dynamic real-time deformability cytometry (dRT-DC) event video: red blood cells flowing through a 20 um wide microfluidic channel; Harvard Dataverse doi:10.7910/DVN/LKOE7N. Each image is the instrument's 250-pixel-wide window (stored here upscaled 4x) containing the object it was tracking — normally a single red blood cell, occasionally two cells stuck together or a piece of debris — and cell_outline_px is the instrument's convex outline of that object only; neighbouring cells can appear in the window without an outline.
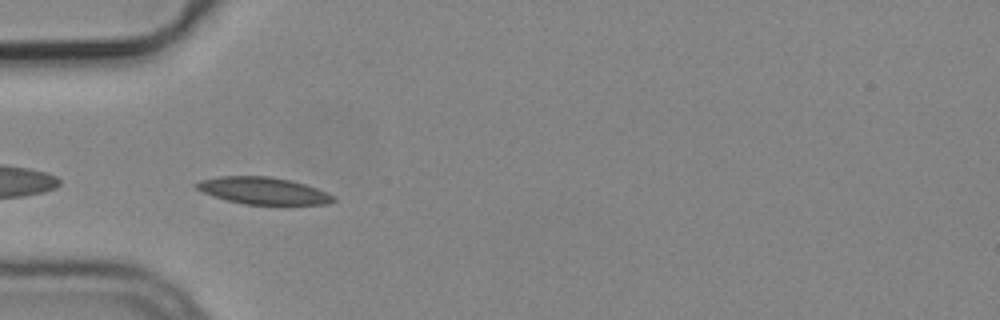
{"species": "common noctule bat (a hibernating species)", "species_latin": "Nyctalus noctula", "temperature_condition": "cold", "stored_images_in_passage": 5, "camera_frame_rate_fps": 3000, "um_per_image_px": 0.085, "animal": {"sex": "male", "body_mass_g": 19.2, "forearm_length_mm": 51.8}, "frame": {"image": 1, "passage_image": 4, "time_ms": 1.0, "image_size_px": [1000, 320], "cell_outline_px": [[336, 200], [328, 204], [288, 208], [244, 204], [228, 200], [204, 192], [196, 188], [192, 184], [200, 180], [220, 176], [268, 176], [292, 180], [328, 192], [336, 196]], "centroid_in_image_um": [22.51, 16.27], "position_along_channel_um": 62.5, "area_um2": 22.66}}
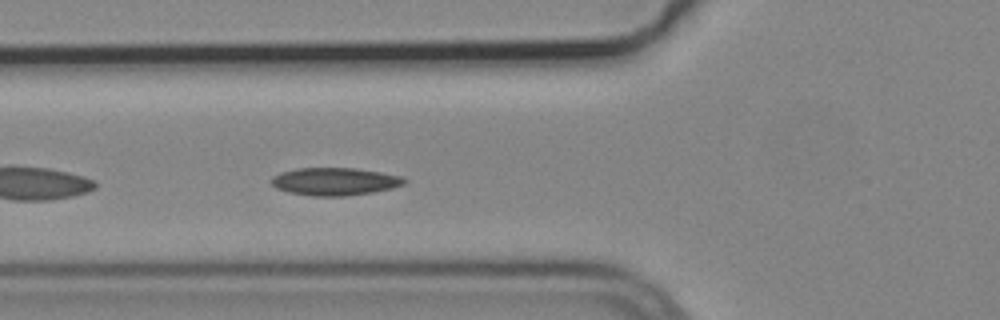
{"frame": {"image": 2, "passage_image": 5, "time_ms": 1.333, "image_size_px": [1000, 320], "cell_outline_px": [[408, 180], [404, 184], [392, 188], [372, 192], [344, 196], [312, 196], [288, 192], [276, 188], [272, 184], [272, 176], [280, 172], [296, 168], [356, 168], [404, 176]], "centroid_in_image_um": [28.47, 15.42], "position_along_channel_um": 97.3, "area_um2": 21.56}}